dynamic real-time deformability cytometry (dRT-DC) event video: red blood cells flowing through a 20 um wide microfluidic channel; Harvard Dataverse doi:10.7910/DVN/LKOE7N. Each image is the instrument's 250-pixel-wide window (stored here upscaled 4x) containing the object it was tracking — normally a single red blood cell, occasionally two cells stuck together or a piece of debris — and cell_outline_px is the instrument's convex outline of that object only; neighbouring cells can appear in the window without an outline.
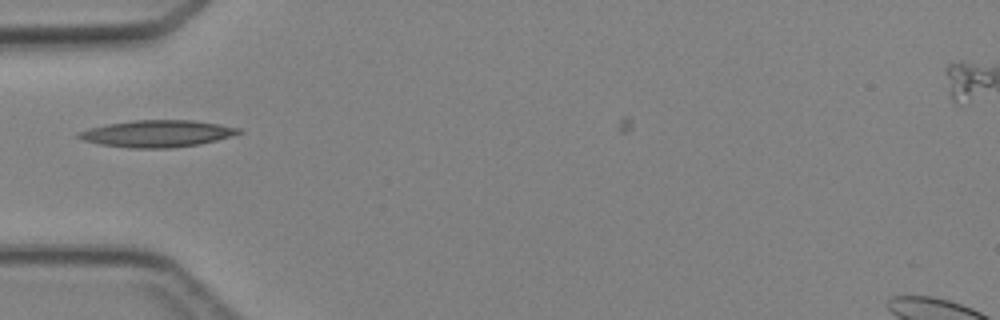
{"species": "Egyptian fruit bat (a non-hibernating species)", "species_latin": "Rousettus aegyptiacus", "temperature_condition": "cold", "stored_images_in_passage": 2, "camera_frame_rate_fps": 3000, "um_per_image_px": 0.085, "animal": {"sex": "female"}, "frame": {"image": 1, "passage_image": 2, "time_ms": 1.0, "image_size_px": [1000, 320], "cell_outline_px": [[244, 132], [232, 136], [200, 144], [172, 148], [128, 148], [100, 144], [84, 140], [76, 136], [76, 132], [88, 128], [108, 124], [132, 120], [192, 120], [240, 128]], "centroid_in_image_um": [13.34, 11.36], "position_along_channel_um": 71.7, "area_um2": 25.09}}